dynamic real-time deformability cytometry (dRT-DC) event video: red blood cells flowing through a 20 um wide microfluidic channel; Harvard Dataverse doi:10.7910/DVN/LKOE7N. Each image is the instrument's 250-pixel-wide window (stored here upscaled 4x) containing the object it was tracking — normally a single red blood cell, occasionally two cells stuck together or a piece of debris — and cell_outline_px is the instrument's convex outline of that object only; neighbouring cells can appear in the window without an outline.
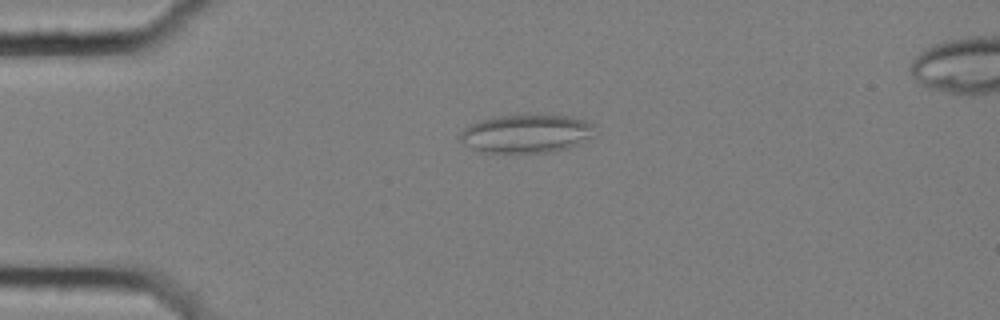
{"species": "common noctule bat (a hibernating species)", "species_latin": "Nyctalus noctula", "temperature_condition": "cold", "stored_images_in_passage": 47, "segment_of_instrument_passage": [1, 2], "camera_frame_rate_fps": 3000, "um_per_image_px": 0.085, "animal": {"sex": "female", "body_mass_g": 25.1}, "frame": {"image": 1, "passage_image": 4, "time_ms": 1.0, "image_size_px": [1000, 320], "cell_outline_px": [[592, 136], [580, 144], [568, 148], [552, 152], [480, 152], [464, 144], [456, 136], [468, 124], [492, 116], [524, 112], [540, 112], [572, 116], [592, 124]], "centroid_in_image_um": [44.69, 11.3], "position_along_channel_um": 40.3, "area_um2": 31.33}}